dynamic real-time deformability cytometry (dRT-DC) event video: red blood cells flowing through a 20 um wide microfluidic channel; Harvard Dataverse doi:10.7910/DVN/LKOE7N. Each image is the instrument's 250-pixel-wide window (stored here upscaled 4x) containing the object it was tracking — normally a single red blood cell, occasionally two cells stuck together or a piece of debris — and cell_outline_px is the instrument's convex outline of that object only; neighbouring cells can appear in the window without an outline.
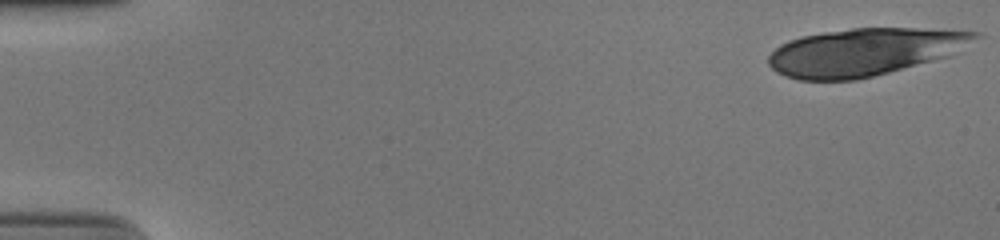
{"species": "human", "species_latin": "Homo sapiens", "temperature_condition": "cold", "stored_images_in_passage": 19, "camera_frame_rate_fps": 3000, "um_per_image_px": 0.085, "donor": {"sex": "male"}, "frame": {"image": 1, "passage_image": 1, "time_ms": 0.0, "image_size_px": [1000, 240], "cell_outline_px": [[984, 36], [952, 56], [856, 80], [800, 80], [784, 76], [776, 72], [768, 64], [768, 56], [780, 44], [804, 36], [824, 32], [852, 28], [916, 28], [980, 32]], "centroid_in_image_um": [73.53, 4.41], "position_along_channel_um": 11.5, "area_um2": 57.34}}